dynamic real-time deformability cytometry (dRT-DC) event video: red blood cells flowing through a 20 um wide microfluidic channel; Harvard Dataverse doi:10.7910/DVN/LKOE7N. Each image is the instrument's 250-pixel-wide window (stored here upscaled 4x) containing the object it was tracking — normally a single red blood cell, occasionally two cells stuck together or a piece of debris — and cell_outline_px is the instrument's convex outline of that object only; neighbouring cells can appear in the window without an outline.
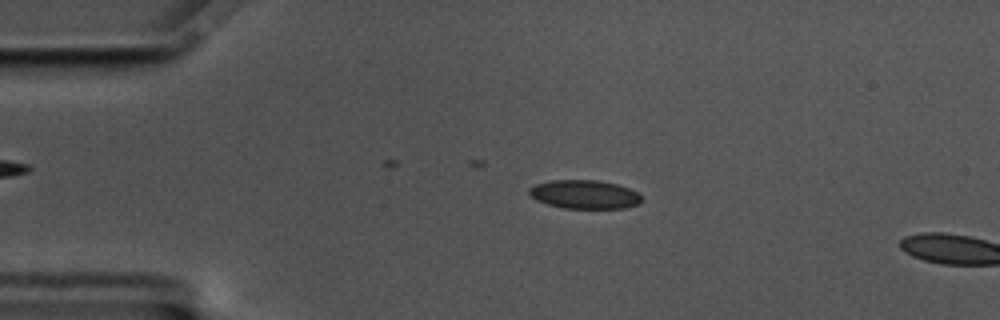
{"species": "common noctule bat (a hibernating species)", "species_latin": "Nyctalus noctula", "temperature_condition": "cold", "stored_images_in_passage": 14, "camera_frame_rate_fps": 3000, "um_per_image_px": 0.085, "animal": {"sex": "male", "body_mass_g": 17.5, "forearm_length_mm": 52.3}, "frame": {"image": 1, "passage_image": 12, "time_ms": 3.667, "image_size_px": [1000, 320], "cell_outline_px": [[640, 204], [624, 208], [564, 208], [548, 204], [536, 200], [528, 192], [528, 188], [536, 184], [548, 180], [596, 180], [616, 184], [628, 188], [636, 192], [640, 196]], "centroid_in_image_um": [49.65, 16.52], "position_along_channel_um": 35.3, "area_um2": 18.67}}